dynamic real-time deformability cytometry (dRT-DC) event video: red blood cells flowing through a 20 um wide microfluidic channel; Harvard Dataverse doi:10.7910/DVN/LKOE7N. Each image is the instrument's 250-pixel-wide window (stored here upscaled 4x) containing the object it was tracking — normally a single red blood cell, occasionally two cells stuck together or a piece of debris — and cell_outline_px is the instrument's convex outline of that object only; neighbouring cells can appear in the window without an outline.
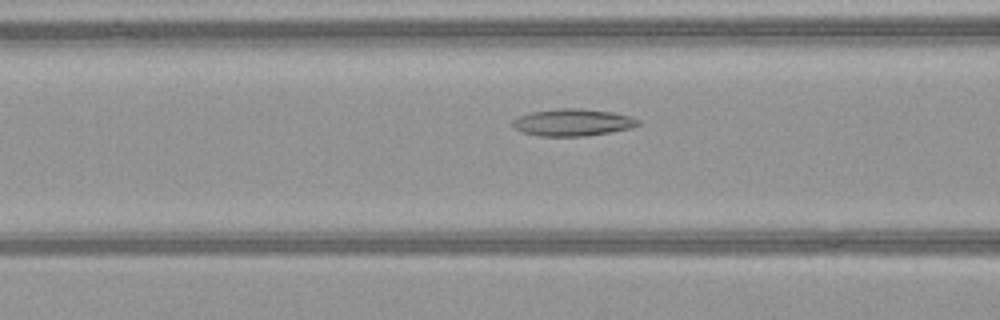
{"species": "common noctule bat (a hibernating species)", "species_latin": "Nyctalus noctula", "temperature_condition": "warm", "stored_images_in_passage": 42, "camera_frame_rate_fps": 3000, "um_per_image_px": 0.085, "animal": {"sex": "female", "body_mass_g": 21.9}, "frame": {"image": 1, "passage_image": 13, "time_ms": 4.0, "image_size_px": [1000, 320], "cell_outline_px": [[640, 124], [632, 128], [584, 136], [540, 136], [524, 132], [512, 128], [512, 120], [520, 116], [532, 112], [560, 108], [580, 108], [612, 112], [632, 116], [640, 120]], "centroid_in_image_um": [48.7, 10.4], "position_along_channel_um": 117.9, "area_um2": 19.77}}
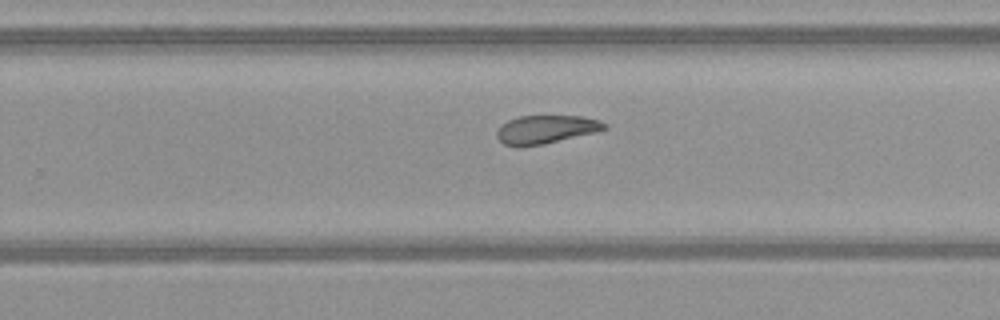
{"frame": {"image": 2, "passage_image": 25, "time_ms": 8.0, "image_size_px": [1000, 320], "cell_outline_px": [[608, 128], [596, 132], [544, 144], [504, 144], [496, 136], [496, 132], [508, 120], [520, 116], [580, 116], [600, 120], [608, 124]], "centroid_in_image_um": [46.49, 10.97], "position_along_channel_um": 283.3, "area_um2": 17.28}}
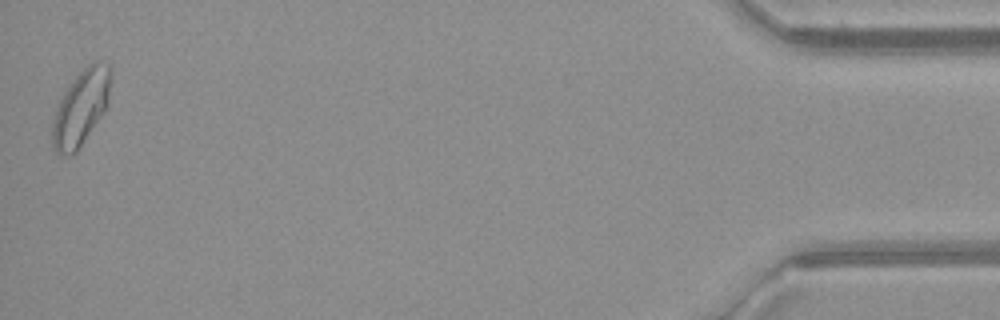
{"frame": {"image": 3, "passage_image": 42, "time_ms": 13.667, "image_size_px": [1000, 320], "cell_outline_px": [[112, 76], [108, 96], [104, 108], [76, 152], [68, 156], [56, 152], [52, 148], [52, 120], [60, 96], [72, 80], [92, 60], [100, 60], [108, 64], [112, 72]], "centroid_in_image_um": [6.84, 9.09], "position_along_channel_um": 428.4, "area_um2": 25.32}, "authors_computed_cell_mechanics": {"area_um2": 20.2589, "velocity_mm_per_s": 4.1456, "shape_relaxation_time_tau1_ms": null, "shape_relaxation_time_tau2_ms": 5.067, "deformation_change_tau1": null, "deformation_change_tau2": 0.1281}}